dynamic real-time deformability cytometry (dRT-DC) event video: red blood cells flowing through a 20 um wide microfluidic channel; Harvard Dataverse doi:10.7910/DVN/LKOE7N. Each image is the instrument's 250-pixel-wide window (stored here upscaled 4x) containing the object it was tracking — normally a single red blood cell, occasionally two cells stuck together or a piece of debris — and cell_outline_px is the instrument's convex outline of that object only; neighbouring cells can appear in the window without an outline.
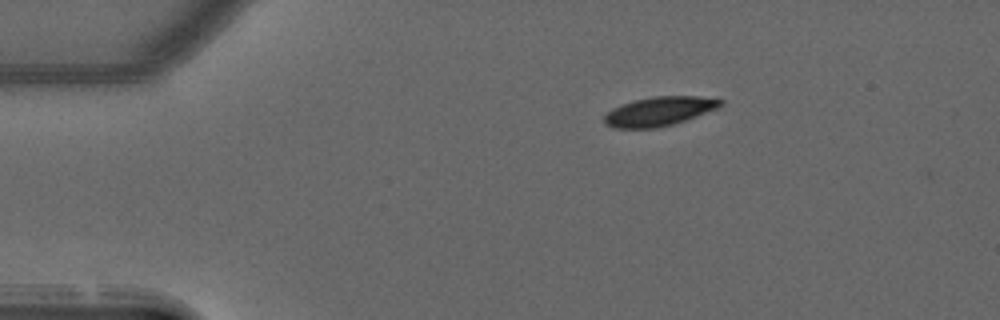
{"species": "common noctule bat (a hibernating species)", "species_latin": "Nyctalus noctula", "temperature_condition": "warm", "stored_images_in_passage": 43, "camera_frame_rate_fps": 3000, "um_per_image_px": 0.085, "animal": {"sex": "male", "forearm_length_mm": 52.5}, "frame": {"image": 1, "passage_image": 1, "time_ms": 0.0, "image_size_px": [1000, 320], "cell_outline_px": [[724, 104], [716, 108], [696, 116], [672, 124], [656, 128], [612, 128], [604, 124], [604, 116], [612, 108], [620, 104], [652, 96], [696, 96], [724, 100]], "centroid_in_image_um": [55.99, 9.46], "position_along_channel_um": 29.0, "area_um2": 19.59}}
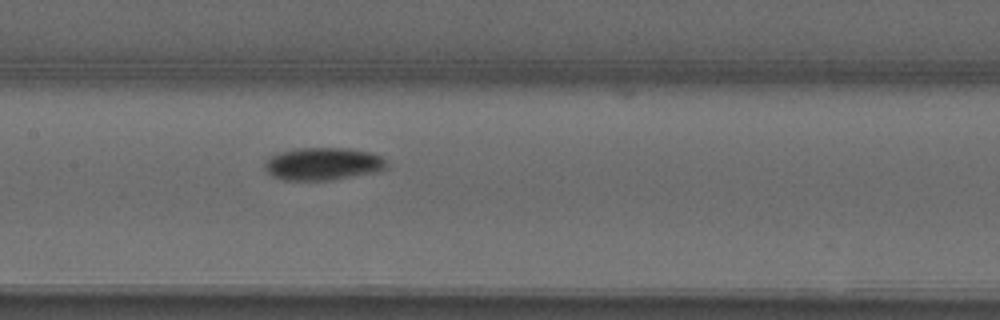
{"frame": {"image": 2, "passage_image": 17, "time_ms": 5.333, "image_size_px": [1000, 320], "cell_outline_px": [[388, 168], [380, 172], [332, 180], [284, 180], [272, 176], [264, 168], [264, 160], [280, 152], [296, 148], [348, 148], [372, 152], [380, 156], [388, 164]], "centroid_in_image_um": [27.49, 13.93], "position_along_channel_um": 179.9, "area_um2": 23.52}}
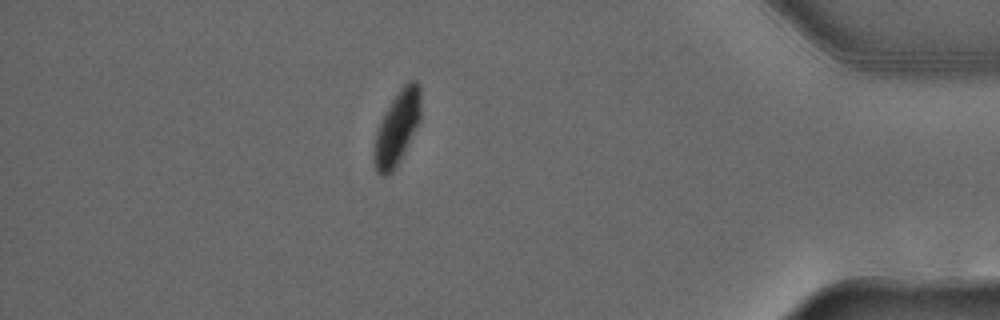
{"frame": {"image": 3, "passage_image": 37, "time_ms": 12.0, "image_size_px": [1000, 320], "cell_outline_px": [[420, 120], [396, 168], [388, 176], [380, 176], [376, 172], [372, 160], [372, 148], [376, 132], [384, 112], [400, 88], [408, 80], [416, 80], [420, 88]], "centroid_in_image_um": [33.71, 10.92], "position_along_channel_um": 401.5, "area_um2": 20.35}, "authors_computed_cell_mechanics": {"area_um2": 22.1374, "velocity_mm_per_s": 3.9432, "shape_relaxation_time_tau1_ms": 4.6545, "shape_relaxation_time_tau2_ms": null, "deformation_change_tau1": 0.1463, "deformation_change_tau2": null}}